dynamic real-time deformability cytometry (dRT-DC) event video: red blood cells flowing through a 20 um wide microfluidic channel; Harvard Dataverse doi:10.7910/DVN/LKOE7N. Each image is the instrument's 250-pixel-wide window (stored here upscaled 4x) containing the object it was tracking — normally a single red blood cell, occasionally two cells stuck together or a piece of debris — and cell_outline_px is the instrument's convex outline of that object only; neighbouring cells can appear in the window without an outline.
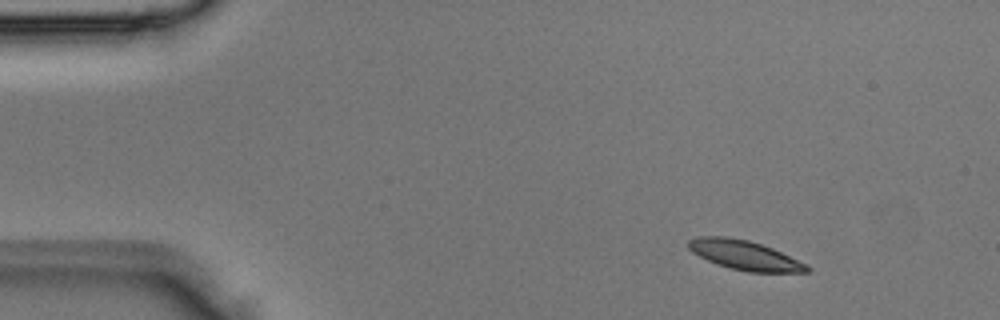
{"species": "Egyptian fruit bat (a non-hibernating species)", "species_latin": "Rousettus aegyptiacus", "temperature_condition": "room temperature", "stored_images_in_passage": 4, "camera_frame_rate_fps": 3000, "um_per_image_px": 0.085, "animal": {"sex": "male"}, "frame": {"image": 1, "passage_image": 1, "time_ms": 0.0, "image_size_px": [1000, 320], "cell_outline_px": [[812, 268], [808, 272], [748, 272], [728, 268], [716, 264], [692, 252], [688, 248], [688, 240], [700, 236], [724, 236], [748, 240], [772, 248], [808, 264]], "centroid_in_image_um": [63.31, 21.7], "position_along_channel_um": 21.7, "area_um2": 20.35}}